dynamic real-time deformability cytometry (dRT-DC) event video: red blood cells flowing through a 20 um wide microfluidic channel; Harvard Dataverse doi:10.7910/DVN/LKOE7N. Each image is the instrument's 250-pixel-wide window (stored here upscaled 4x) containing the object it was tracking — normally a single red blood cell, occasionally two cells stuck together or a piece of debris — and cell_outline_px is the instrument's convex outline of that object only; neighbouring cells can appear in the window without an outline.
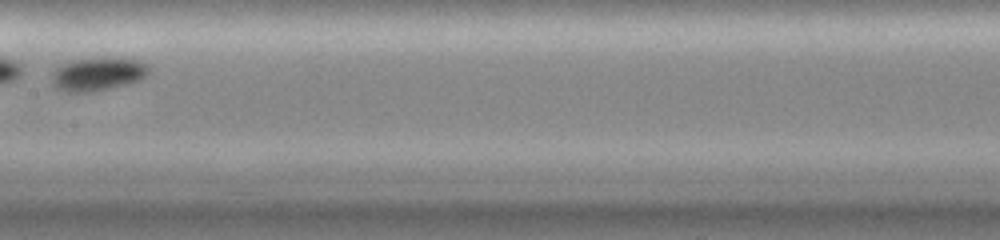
{"species": "common noctule bat (a hibernating species)", "species_latin": "Nyctalus noctula", "temperature_condition": "cold", "stored_images_in_passage": 13, "camera_frame_rate_fps": 3000, "um_per_image_px": 0.085, "animal": {"sex": "female", "body_mass_g": 19.0, "forearm_length_mm": 51.5}, "frame": {"image": 1, "passage_image": 6, "time_ms": 5.0, "image_size_px": [1000, 240], "cell_outline_px": [[148, 72], [140, 80], [108, 88], [88, 92], [68, 92], [56, 88], [52, 80], [52, 76], [56, 68], [60, 64], [76, 60], [100, 56], [120, 56], [144, 60], [148, 64]], "centroid_in_image_um": [8.36, 6.23], "position_along_channel_um": 199.0, "area_um2": 19.19}}